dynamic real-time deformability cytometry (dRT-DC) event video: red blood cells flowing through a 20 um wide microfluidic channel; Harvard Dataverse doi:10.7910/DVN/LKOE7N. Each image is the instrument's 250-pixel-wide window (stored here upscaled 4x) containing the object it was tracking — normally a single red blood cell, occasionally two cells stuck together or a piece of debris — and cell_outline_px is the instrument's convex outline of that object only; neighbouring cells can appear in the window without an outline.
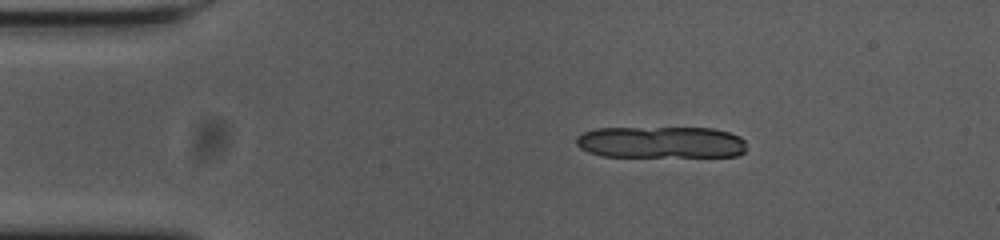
{"species": "common noctule bat (a hibernating species)", "species_latin": "Nyctalus noctula", "temperature_condition": "cold", "stored_images_in_passage": 14, "camera_frame_rate_fps": 3000, "um_per_image_px": 0.085, "animal": {"sex": "female", "body_mass_g": 23.0, "forearm_length_mm": 53.4}, "frame": {"image": 1, "passage_image": 8, "time_ms": 2.333, "image_size_px": [1000, 240], "cell_outline_px": [[744, 152], [736, 156], [600, 156], [588, 152], [580, 148], [576, 144], [576, 136], [584, 132], [596, 128], [712, 128], [728, 132], [740, 136], [744, 140]], "centroid_in_image_um": [56.14, 12.09], "position_along_channel_um": 28.9, "area_um2": 31.5}}